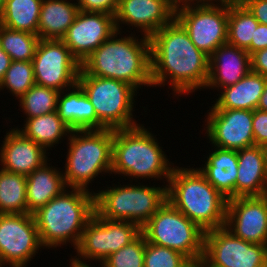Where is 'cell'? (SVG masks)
Listing matches in <instances>:
<instances>
[{"label": "cell", "mask_w": 267, "mask_h": 267, "mask_svg": "<svg viewBox=\"0 0 267 267\" xmlns=\"http://www.w3.org/2000/svg\"><path fill=\"white\" fill-rule=\"evenodd\" d=\"M149 40L153 87L160 88L168 84L175 98L205 88L209 57L194 45L175 18Z\"/></svg>", "instance_id": "1"}, {"label": "cell", "mask_w": 267, "mask_h": 267, "mask_svg": "<svg viewBox=\"0 0 267 267\" xmlns=\"http://www.w3.org/2000/svg\"><path fill=\"white\" fill-rule=\"evenodd\" d=\"M122 34L116 31L104 41L85 59L81 69L88 75L126 82L137 91L143 86L153 87L149 38H139L140 34L133 32Z\"/></svg>", "instance_id": "2"}, {"label": "cell", "mask_w": 267, "mask_h": 267, "mask_svg": "<svg viewBox=\"0 0 267 267\" xmlns=\"http://www.w3.org/2000/svg\"><path fill=\"white\" fill-rule=\"evenodd\" d=\"M146 128L140 124L132 128L113 129L111 175H121L131 182L142 179L145 182L153 178L166 181L164 183L167 185L175 164L169 161L157 135L150 132L151 128Z\"/></svg>", "instance_id": "3"}, {"label": "cell", "mask_w": 267, "mask_h": 267, "mask_svg": "<svg viewBox=\"0 0 267 267\" xmlns=\"http://www.w3.org/2000/svg\"><path fill=\"white\" fill-rule=\"evenodd\" d=\"M67 188L33 213L44 249L72 245L77 248L82 232L95 213V192Z\"/></svg>", "instance_id": "4"}, {"label": "cell", "mask_w": 267, "mask_h": 267, "mask_svg": "<svg viewBox=\"0 0 267 267\" xmlns=\"http://www.w3.org/2000/svg\"><path fill=\"white\" fill-rule=\"evenodd\" d=\"M188 167L173 168L167 184V200L205 232L225 226L228 199L197 167Z\"/></svg>", "instance_id": "5"}, {"label": "cell", "mask_w": 267, "mask_h": 267, "mask_svg": "<svg viewBox=\"0 0 267 267\" xmlns=\"http://www.w3.org/2000/svg\"><path fill=\"white\" fill-rule=\"evenodd\" d=\"M66 144L62 173L67 188L91 191L89 184L94 178L101 174L111 176L113 129L73 130Z\"/></svg>", "instance_id": "6"}, {"label": "cell", "mask_w": 267, "mask_h": 267, "mask_svg": "<svg viewBox=\"0 0 267 267\" xmlns=\"http://www.w3.org/2000/svg\"><path fill=\"white\" fill-rule=\"evenodd\" d=\"M117 183L112 187L106 184L105 189L99 188L94 193L95 212L100 217L133 222L142 228L167 200L165 183L157 187L139 181L138 184Z\"/></svg>", "instance_id": "7"}, {"label": "cell", "mask_w": 267, "mask_h": 267, "mask_svg": "<svg viewBox=\"0 0 267 267\" xmlns=\"http://www.w3.org/2000/svg\"><path fill=\"white\" fill-rule=\"evenodd\" d=\"M77 83L94 106L97 129H123L140 125L133 113L139 92L133 86L120 80L88 75L81 68Z\"/></svg>", "instance_id": "8"}, {"label": "cell", "mask_w": 267, "mask_h": 267, "mask_svg": "<svg viewBox=\"0 0 267 267\" xmlns=\"http://www.w3.org/2000/svg\"><path fill=\"white\" fill-rule=\"evenodd\" d=\"M146 242L176 250L189 260L203 257V231L168 200L141 228Z\"/></svg>", "instance_id": "9"}, {"label": "cell", "mask_w": 267, "mask_h": 267, "mask_svg": "<svg viewBox=\"0 0 267 267\" xmlns=\"http://www.w3.org/2000/svg\"><path fill=\"white\" fill-rule=\"evenodd\" d=\"M140 233L141 228L136 223L109 220L95 212L85 226L81 240L74 251L77 255L74 257L70 255V258L80 264L95 262L96 266L97 263L100 265L110 254L128 245Z\"/></svg>", "instance_id": "10"}, {"label": "cell", "mask_w": 267, "mask_h": 267, "mask_svg": "<svg viewBox=\"0 0 267 267\" xmlns=\"http://www.w3.org/2000/svg\"><path fill=\"white\" fill-rule=\"evenodd\" d=\"M175 19L194 45L208 57L227 43L228 2L175 6Z\"/></svg>", "instance_id": "11"}, {"label": "cell", "mask_w": 267, "mask_h": 267, "mask_svg": "<svg viewBox=\"0 0 267 267\" xmlns=\"http://www.w3.org/2000/svg\"><path fill=\"white\" fill-rule=\"evenodd\" d=\"M202 259L208 267H267V245L246 242L223 226L205 232Z\"/></svg>", "instance_id": "12"}, {"label": "cell", "mask_w": 267, "mask_h": 267, "mask_svg": "<svg viewBox=\"0 0 267 267\" xmlns=\"http://www.w3.org/2000/svg\"><path fill=\"white\" fill-rule=\"evenodd\" d=\"M41 248L33 214H0V267H26Z\"/></svg>", "instance_id": "13"}, {"label": "cell", "mask_w": 267, "mask_h": 267, "mask_svg": "<svg viewBox=\"0 0 267 267\" xmlns=\"http://www.w3.org/2000/svg\"><path fill=\"white\" fill-rule=\"evenodd\" d=\"M32 64L37 85L61 92L78 82L81 64L62 40L40 39Z\"/></svg>", "instance_id": "14"}, {"label": "cell", "mask_w": 267, "mask_h": 267, "mask_svg": "<svg viewBox=\"0 0 267 267\" xmlns=\"http://www.w3.org/2000/svg\"><path fill=\"white\" fill-rule=\"evenodd\" d=\"M207 111L206 127H202L210 145L236 151L255 145L252 110L209 108Z\"/></svg>", "instance_id": "15"}, {"label": "cell", "mask_w": 267, "mask_h": 267, "mask_svg": "<svg viewBox=\"0 0 267 267\" xmlns=\"http://www.w3.org/2000/svg\"><path fill=\"white\" fill-rule=\"evenodd\" d=\"M114 18L117 31L135 33L137 27L136 33L150 38L175 18L174 0H119ZM123 25L130 31H123Z\"/></svg>", "instance_id": "16"}, {"label": "cell", "mask_w": 267, "mask_h": 267, "mask_svg": "<svg viewBox=\"0 0 267 267\" xmlns=\"http://www.w3.org/2000/svg\"><path fill=\"white\" fill-rule=\"evenodd\" d=\"M115 18L103 12H78L73 24L61 39L72 56L82 64L85 59L115 32Z\"/></svg>", "instance_id": "17"}, {"label": "cell", "mask_w": 267, "mask_h": 267, "mask_svg": "<svg viewBox=\"0 0 267 267\" xmlns=\"http://www.w3.org/2000/svg\"><path fill=\"white\" fill-rule=\"evenodd\" d=\"M225 227L246 242L267 245V195L228 199Z\"/></svg>", "instance_id": "18"}, {"label": "cell", "mask_w": 267, "mask_h": 267, "mask_svg": "<svg viewBox=\"0 0 267 267\" xmlns=\"http://www.w3.org/2000/svg\"><path fill=\"white\" fill-rule=\"evenodd\" d=\"M0 146V167L12 173L28 176L48 158L42 146L25 137L17 128H9Z\"/></svg>", "instance_id": "19"}, {"label": "cell", "mask_w": 267, "mask_h": 267, "mask_svg": "<svg viewBox=\"0 0 267 267\" xmlns=\"http://www.w3.org/2000/svg\"><path fill=\"white\" fill-rule=\"evenodd\" d=\"M251 71L250 54L229 43L209 57V75L204 89L217 90L234 85Z\"/></svg>", "instance_id": "20"}, {"label": "cell", "mask_w": 267, "mask_h": 267, "mask_svg": "<svg viewBox=\"0 0 267 267\" xmlns=\"http://www.w3.org/2000/svg\"><path fill=\"white\" fill-rule=\"evenodd\" d=\"M236 197L267 195V165L263 146L253 145L237 151Z\"/></svg>", "instance_id": "21"}, {"label": "cell", "mask_w": 267, "mask_h": 267, "mask_svg": "<svg viewBox=\"0 0 267 267\" xmlns=\"http://www.w3.org/2000/svg\"><path fill=\"white\" fill-rule=\"evenodd\" d=\"M205 156V164L197 169L205 179L227 199L236 198L238 158L236 150L215 146ZM209 155V156H208Z\"/></svg>", "instance_id": "22"}, {"label": "cell", "mask_w": 267, "mask_h": 267, "mask_svg": "<svg viewBox=\"0 0 267 267\" xmlns=\"http://www.w3.org/2000/svg\"><path fill=\"white\" fill-rule=\"evenodd\" d=\"M50 161L26 177L28 214H33L67 189L62 168L52 166Z\"/></svg>", "instance_id": "23"}, {"label": "cell", "mask_w": 267, "mask_h": 267, "mask_svg": "<svg viewBox=\"0 0 267 267\" xmlns=\"http://www.w3.org/2000/svg\"><path fill=\"white\" fill-rule=\"evenodd\" d=\"M57 112L61 120L73 130H96L94 106L77 83L58 94Z\"/></svg>", "instance_id": "24"}, {"label": "cell", "mask_w": 267, "mask_h": 267, "mask_svg": "<svg viewBox=\"0 0 267 267\" xmlns=\"http://www.w3.org/2000/svg\"><path fill=\"white\" fill-rule=\"evenodd\" d=\"M267 78L250 71L234 85L219 90L211 109L255 110L263 93Z\"/></svg>", "instance_id": "25"}, {"label": "cell", "mask_w": 267, "mask_h": 267, "mask_svg": "<svg viewBox=\"0 0 267 267\" xmlns=\"http://www.w3.org/2000/svg\"><path fill=\"white\" fill-rule=\"evenodd\" d=\"M73 1H42L38 23L39 39L61 40L64 37L79 12L76 0Z\"/></svg>", "instance_id": "26"}, {"label": "cell", "mask_w": 267, "mask_h": 267, "mask_svg": "<svg viewBox=\"0 0 267 267\" xmlns=\"http://www.w3.org/2000/svg\"><path fill=\"white\" fill-rule=\"evenodd\" d=\"M23 124V128H18L20 127L18 125L15 128L25 137L42 146L46 151L52 150L51 148L54 147V145L56 147L58 144H61L63 139H68L72 131L69 126L61 120L57 111L27 118L24 120Z\"/></svg>", "instance_id": "27"}, {"label": "cell", "mask_w": 267, "mask_h": 267, "mask_svg": "<svg viewBox=\"0 0 267 267\" xmlns=\"http://www.w3.org/2000/svg\"><path fill=\"white\" fill-rule=\"evenodd\" d=\"M43 0H6L0 12V25L38 35Z\"/></svg>", "instance_id": "28"}, {"label": "cell", "mask_w": 267, "mask_h": 267, "mask_svg": "<svg viewBox=\"0 0 267 267\" xmlns=\"http://www.w3.org/2000/svg\"><path fill=\"white\" fill-rule=\"evenodd\" d=\"M258 24L259 22L239 0L228 2L227 43L250 54V44L254 40Z\"/></svg>", "instance_id": "29"}, {"label": "cell", "mask_w": 267, "mask_h": 267, "mask_svg": "<svg viewBox=\"0 0 267 267\" xmlns=\"http://www.w3.org/2000/svg\"><path fill=\"white\" fill-rule=\"evenodd\" d=\"M28 213L26 176L0 167V214Z\"/></svg>", "instance_id": "30"}, {"label": "cell", "mask_w": 267, "mask_h": 267, "mask_svg": "<svg viewBox=\"0 0 267 267\" xmlns=\"http://www.w3.org/2000/svg\"><path fill=\"white\" fill-rule=\"evenodd\" d=\"M39 36L0 25V46L12 61H32Z\"/></svg>", "instance_id": "31"}, {"label": "cell", "mask_w": 267, "mask_h": 267, "mask_svg": "<svg viewBox=\"0 0 267 267\" xmlns=\"http://www.w3.org/2000/svg\"><path fill=\"white\" fill-rule=\"evenodd\" d=\"M58 94L55 89L34 84L18 99L25 120L57 111Z\"/></svg>", "instance_id": "32"}, {"label": "cell", "mask_w": 267, "mask_h": 267, "mask_svg": "<svg viewBox=\"0 0 267 267\" xmlns=\"http://www.w3.org/2000/svg\"><path fill=\"white\" fill-rule=\"evenodd\" d=\"M35 84L32 61H12L0 83V91L8 90L18 100Z\"/></svg>", "instance_id": "33"}, {"label": "cell", "mask_w": 267, "mask_h": 267, "mask_svg": "<svg viewBox=\"0 0 267 267\" xmlns=\"http://www.w3.org/2000/svg\"><path fill=\"white\" fill-rule=\"evenodd\" d=\"M146 239L140 233L132 242L110 254L100 265L102 267H144Z\"/></svg>", "instance_id": "34"}, {"label": "cell", "mask_w": 267, "mask_h": 267, "mask_svg": "<svg viewBox=\"0 0 267 267\" xmlns=\"http://www.w3.org/2000/svg\"><path fill=\"white\" fill-rule=\"evenodd\" d=\"M188 261L176 250L149 242L145 244L144 267H183Z\"/></svg>", "instance_id": "35"}, {"label": "cell", "mask_w": 267, "mask_h": 267, "mask_svg": "<svg viewBox=\"0 0 267 267\" xmlns=\"http://www.w3.org/2000/svg\"><path fill=\"white\" fill-rule=\"evenodd\" d=\"M119 0H76L80 11L103 12L115 16Z\"/></svg>", "instance_id": "36"}, {"label": "cell", "mask_w": 267, "mask_h": 267, "mask_svg": "<svg viewBox=\"0 0 267 267\" xmlns=\"http://www.w3.org/2000/svg\"><path fill=\"white\" fill-rule=\"evenodd\" d=\"M252 128L255 145H267V112L253 110Z\"/></svg>", "instance_id": "37"}, {"label": "cell", "mask_w": 267, "mask_h": 267, "mask_svg": "<svg viewBox=\"0 0 267 267\" xmlns=\"http://www.w3.org/2000/svg\"><path fill=\"white\" fill-rule=\"evenodd\" d=\"M260 24L267 25V0H239Z\"/></svg>", "instance_id": "38"}, {"label": "cell", "mask_w": 267, "mask_h": 267, "mask_svg": "<svg viewBox=\"0 0 267 267\" xmlns=\"http://www.w3.org/2000/svg\"><path fill=\"white\" fill-rule=\"evenodd\" d=\"M251 71L267 78V48L250 55Z\"/></svg>", "instance_id": "39"}, {"label": "cell", "mask_w": 267, "mask_h": 267, "mask_svg": "<svg viewBox=\"0 0 267 267\" xmlns=\"http://www.w3.org/2000/svg\"><path fill=\"white\" fill-rule=\"evenodd\" d=\"M265 48H267V25L259 23L255 30L254 40L250 44V55Z\"/></svg>", "instance_id": "40"}, {"label": "cell", "mask_w": 267, "mask_h": 267, "mask_svg": "<svg viewBox=\"0 0 267 267\" xmlns=\"http://www.w3.org/2000/svg\"><path fill=\"white\" fill-rule=\"evenodd\" d=\"M233 0H174L175 6L218 4Z\"/></svg>", "instance_id": "41"}, {"label": "cell", "mask_w": 267, "mask_h": 267, "mask_svg": "<svg viewBox=\"0 0 267 267\" xmlns=\"http://www.w3.org/2000/svg\"><path fill=\"white\" fill-rule=\"evenodd\" d=\"M12 59L0 46V83L3 80L5 73L11 65Z\"/></svg>", "instance_id": "42"}, {"label": "cell", "mask_w": 267, "mask_h": 267, "mask_svg": "<svg viewBox=\"0 0 267 267\" xmlns=\"http://www.w3.org/2000/svg\"><path fill=\"white\" fill-rule=\"evenodd\" d=\"M260 111L267 112V82L264 86L263 93L260 97L257 108Z\"/></svg>", "instance_id": "43"}, {"label": "cell", "mask_w": 267, "mask_h": 267, "mask_svg": "<svg viewBox=\"0 0 267 267\" xmlns=\"http://www.w3.org/2000/svg\"><path fill=\"white\" fill-rule=\"evenodd\" d=\"M183 267H202V258L198 260H189Z\"/></svg>", "instance_id": "44"}, {"label": "cell", "mask_w": 267, "mask_h": 267, "mask_svg": "<svg viewBox=\"0 0 267 267\" xmlns=\"http://www.w3.org/2000/svg\"><path fill=\"white\" fill-rule=\"evenodd\" d=\"M70 260V264L69 265H67V266H69V267H95V265L94 264H80V263H77V262H75L74 260H72V259H69ZM92 265V266H91ZM102 267L101 265H99L98 264V267Z\"/></svg>", "instance_id": "45"}, {"label": "cell", "mask_w": 267, "mask_h": 267, "mask_svg": "<svg viewBox=\"0 0 267 267\" xmlns=\"http://www.w3.org/2000/svg\"><path fill=\"white\" fill-rule=\"evenodd\" d=\"M5 2H6V0H0V12L3 10V8L5 6Z\"/></svg>", "instance_id": "46"}, {"label": "cell", "mask_w": 267, "mask_h": 267, "mask_svg": "<svg viewBox=\"0 0 267 267\" xmlns=\"http://www.w3.org/2000/svg\"><path fill=\"white\" fill-rule=\"evenodd\" d=\"M264 151H265V155H266V165H267V145L264 146Z\"/></svg>", "instance_id": "47"}, {"label": "cell", "mask_w": 267, "mask_h": 267, "mask_svg": "<svg viewBox=\"0 0 267 267\" xmlns=\"http://www.w3.org/2000/svg\"><path fill=\"white\" fill-rule=\"evenodd\" d=\"M202 267H208L206 264H205V261L202 259Z\"/></svg>", "instance_id": "48"}]
</instances>
